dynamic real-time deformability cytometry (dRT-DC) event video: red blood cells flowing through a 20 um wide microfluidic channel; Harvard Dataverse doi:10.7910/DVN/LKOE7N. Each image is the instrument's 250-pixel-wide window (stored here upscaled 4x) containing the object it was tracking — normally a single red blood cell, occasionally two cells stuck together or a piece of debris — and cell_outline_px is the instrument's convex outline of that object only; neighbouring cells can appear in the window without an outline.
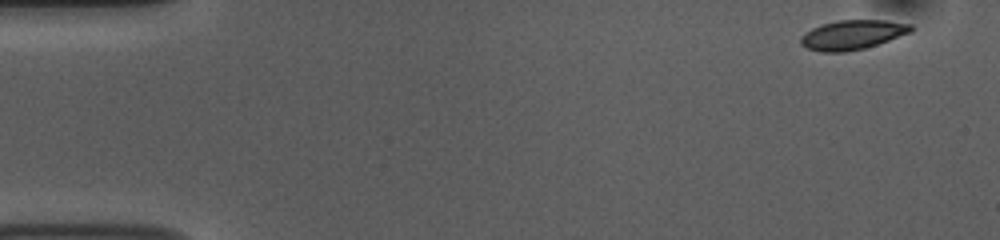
{"species": "common noctule bat (a hibernating species)", "species_latin": "Nyctalus noctula", "temperature_condition": "room temperature", "stored_images_in_passage": 51, "camera_frame_rate_fps": 3000, "um_per_image_px": 0.085, "animal": {"sex": "female", "body_mass_g": 10.0, "forearm_length_mm": 53.1}, "frame": {"image": 1, "passage_image": 1, "time_ms": 0.0, "image_size_px": [1000, 240], "cell_outline_px": [[912, 32], [864, 48], [844, 52], [820, 52], [808, 48], [800, 44], [800, 36], [812, 28], [824, 24], [840, 20], [884, 20], [912, 24]], "centroid_in_image_um": [72.44, 2.96], "position_along_channel_um": 12.6, "area_um2": 18.73}}
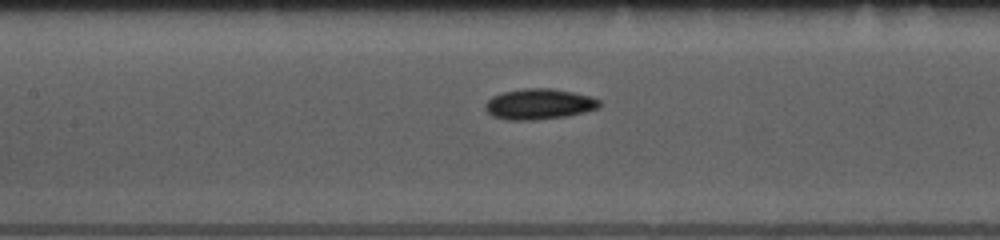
{"frame": {"image": 2, "passage_image": 22, "time_ms": 7.0, "image_size_px": [1000, 240], "cell_outline_px": [[600, 108], [568, 116], [536, 120], [508, 120], [492, 116], [484, 108], [484, 104], [492, 96], [504, 92], [524, 88], [552, 88], [572, 92], [588, 96], [600, 100]], "centroid_in_image_um": [45.81, 8.85], "position_along_channel_um": 161.6, "area_um2": 20.46}}
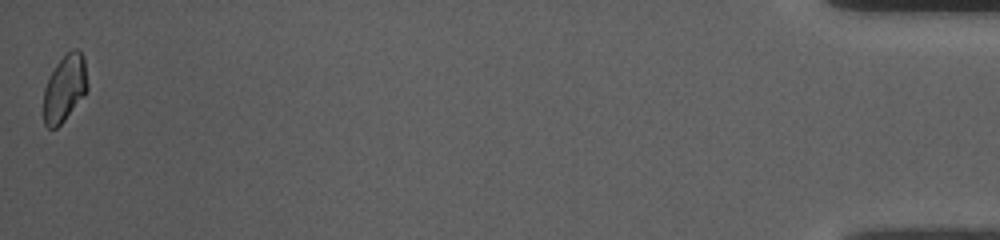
{"frame": {"image": 3, "passage_image": 51, "time_ms": 16.667, "image_size_px": [1000, 240], "cell_outline_px": [[88, 88], [84, 96], [64, 120], [56, 128], [48, 128], [44, 124], [44, 88], [48, 76], [64, 52], [72, 48], [76, 48], [84, 56], [88, 84]], "centroid_in_image_um": [5.5, 7.44], "position_along_channel_um": 429.7, "area_um2": 17.4}, "authors_computed_cell_mechanics": {"area_um2": 18.9006, "velocity_mm_per_s": 3.75, "shape_relaxation_time_tau1_ms": 3.2327, "shape_relaxation_time_tau2_ms": 7.9288, "deformation_change_tau1": 0.082, "deformation_change_tau2": 0.1054}}